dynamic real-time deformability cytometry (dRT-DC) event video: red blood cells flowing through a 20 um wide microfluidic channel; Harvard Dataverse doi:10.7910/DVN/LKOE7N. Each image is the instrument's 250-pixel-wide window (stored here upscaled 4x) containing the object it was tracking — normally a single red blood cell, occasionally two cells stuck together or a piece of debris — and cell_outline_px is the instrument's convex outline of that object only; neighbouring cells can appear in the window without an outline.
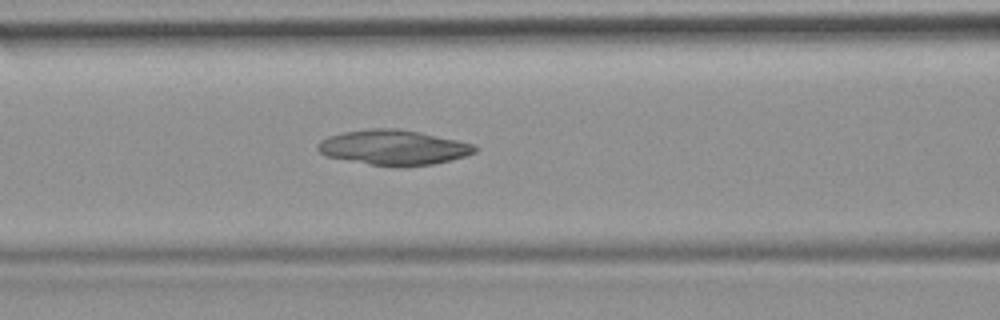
{"species": "common noctule bat (a hibernating species)", "species_latin": "Nyctalus noctula", "temperature_condition": "room temperature", "stored_images_in_passage": 43, "camera_frame_rate_fps": 3000, "um_per_image_px": 0.085, "animal": {"sex": "female", "body_mass_g": 19.9}, "frame": {"image": 1, "passage_image": 13, "time_ms": 4.0, "image_size_px": [1000, 320], "cell_outline_px": [[480, 148], [476, 152], [468, 156], [432, 164], [404, 168], [396, 168], [368, 164], [324, 156], [316, 148], [316, 144], [320, 140], [328, 136], [344, 132], [372, 128], [400, 128], [420, 132], [456, 140], [472, 144]], "centroid_in_image_um": [33.44, 12.55], "position_along_channel_um": 133.2, "area_um2": 32.6}}